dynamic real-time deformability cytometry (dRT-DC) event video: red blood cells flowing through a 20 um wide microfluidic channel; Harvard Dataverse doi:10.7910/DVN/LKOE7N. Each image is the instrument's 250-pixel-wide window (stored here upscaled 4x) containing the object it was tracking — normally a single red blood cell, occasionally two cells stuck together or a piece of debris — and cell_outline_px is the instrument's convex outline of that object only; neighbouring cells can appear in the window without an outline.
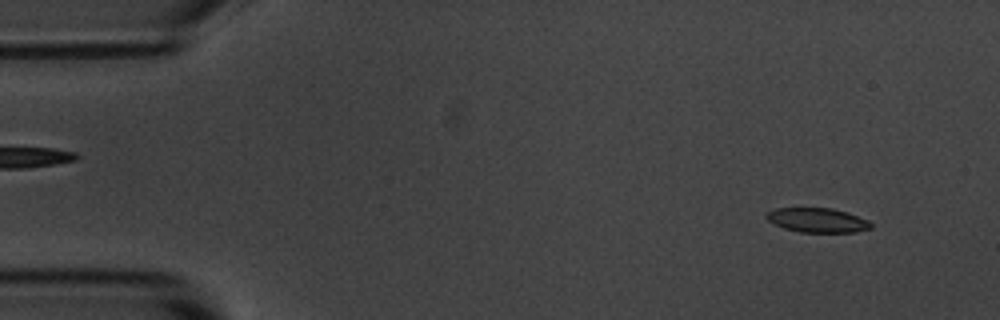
{"species": "common noctule bat (a hibernating species)", "species_latin": "Nyctalus noctula", "temperature_condition": "room temperature", "stored_images_in_passage": 4, "camera_frame_rate_fps": 3000, "um_per_image_px": 0.085, "animal": {"sex": "male", "body_mass_g": 20.1, "forearm_length_mm": 53.5}, "frame": {"image": 1, "passage_image": 1, "time_ms": 0.0, "image_size_px": [1000, 320], "cell_outline_px": [[872, 228], [856, 232], [800, 232], [784, 228], [768, 220], [764, 216], [768, 212], [776, 208], [832, 208], [848, 212], [868, 220], [872, 224]], "centroid_in_image_um": [69.51, 18.71], "position_along_channel_um": 15.5, "area_um2": 14.85}}
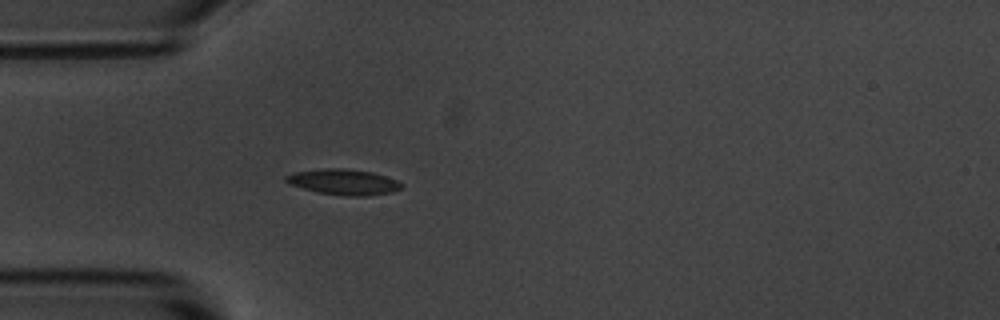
{"frame": {"image": 2, "passage_image": 4, "time_ms": 3.667, "image_size_px": [1000, 320], "cell_outline_px": [[404, 188], [392, 192], [368, 196], [344, 196], [316, 192], [288, 184], [284, 180], [284, 176], [292, 172], [324, 168], [340, 168], [372, 172], [396, 180], [404, 184]], "centroid_in_image_um": [29.18, 15.47], "position_along_channel_um": 55.8, "area_um2": 17.51}}